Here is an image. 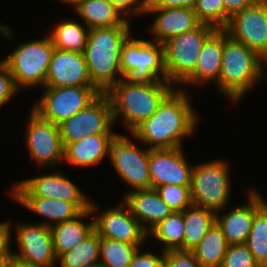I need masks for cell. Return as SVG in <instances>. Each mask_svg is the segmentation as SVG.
Segmentation results:
<instances>
[{
	"instance_id": "17",
	"label": "cell",
	"mask_w": 267,
	"mask_h": 267,
	"mask_svg": "<svg viewBox=\"0 0 267 267\" xmlns=\"http://www.w3.org/2000/svg\"><path fill=\"white\" fill-rule=\"evenodd\" d=\"M184 147L149 149L150 185L156 189L161 185L191 186L192 170L183 152Z\"/></svg>"
},
{
	"instance_id": "34",
	"label": "cell",
	"mask_w": 267,
	"mask_h": 267,
	"mask_svg": "<svg viewBox=\"0 0 267 267\" xmlns=\"http://www.w3.org/2000/svg\"><path fill=\"white\" fill-rule=\"evenodd\" d=\"M194 12L200 23L209 24L216 29H224L230 20L223 0H196Z\"/></svg>"
},
{
	"instance_id": "3",
	"label": "cell",
	"mask_w": 267,
	"mask_h": 267,
	"mask_svg": "<svg viewBox=\"0 0 267 267\" xmlns=\"http://www.w3.org/2000/svg\"><path fill=\"white\" fill-rule=\"evenodd\" d=\"M130 27H96L89 30L84 55L89 77L102 93L123 78L121 50L132 35Z\"/></svg>"
},
{
	"instance_id": "42",
	"label": "cell",
	"mask_w": 267,
	"mask_h": 267,
	"mask_svg": "<svg viewBox=\"0 0 267 267\" xmlns=\"http://www.w3.org/2000/svg\"><path fill=\"white\" fill-rule=\"evenodd\" d=\"M196 0H150L146 8H195Z\"/></svg>"
},
{
	"instance_id": "23",
	"label": "cell",
	"mask_w": 267,
	"mask_h": 267,
	"mask_svg": "<svg viewBox=\"0 0 267 267\" xmlns=\"http://www.w3.org/2000/svg\"><path fill=\"white\" fill-rule=\"evenodd\" d=\"M117 134H94L69 143L64 148V160L75 167H91L109 156L110 145Z\"/></svg>"
},
{
	"instance_id": "4",
	"label": "cell",
	"mask_w": 267,
	"mask_h": 267,
	"mask_svg": "<svg viewBox=\"0 0 267 267\" xmlns=\"http://www.w3.org/2000/svg\"><path fill=\"white\" fill-rule=\"evenodd\" d=\"M264 60L246 45L232 39L224 30L221 73L218 90L236 105L249 89L266 77Z\"/></svg>"
},
{
	"instance_id": "19",
	"label": "cell",
	"mask_w": 267,
	"mask_h": 267,
	"mask_svg": "<svg viewBox=\"0 0 267 267\" xmlns=\"http://www.w3.org/2000/svg\"><path fill=\"white\" fill-rule=\"evenodd\" d=\"M247 197L248 203L237 205L221 216L216 213V223L229 245L246 243L255 213L267 202L252 189Z\"/></svg>"
},
{
	"instance_id": "36",
	"label": "cell",
	"mask_w": 267,
	"mask_h": 267,
	"mask_svg": "<svg viewBox=\"0 0 267 267\" xmlns=\"http://www.w3.org/2000/svg\"><path fill=\"white\" fill-rule=\"evenodd\" d=\"M221 267H260L246 243L228 245Z\"/></svg>"
},
{
	"instance_id": "40",
	"label": "cell",
	"mask_w": 267,
	"mask_h": 267,
	"mask_svg": "<svg viewBox=\"0 0 267 267\" xmlns=\"http://www.w3.org/2000/svg\"><path fill=\"white\" fill-rule=\"evenodd\" d=\"M114 4L127 16L134 15L141 17L145 14L147 5L150 3V0H112ZM136 14V15H135Z\"/></svg>"
},
{
	"instance_id": "15",
	"label": "cell",
	"mask_w": 267,
	"mask_h": 267,
	"mask_svg": "<svg viewBox=\"0 0 267 267\" xmlns=\"http://www.w3.org/2000/svg\"><path fill=\"white\" fill-rule=\"evenodd\" d=\"M97 205L91 202V211L94 218V230L100 237L115 239L128 244L144 245L148 233L138 220L131 214L129 207L122 201L117 207L104 209L95 216Z\"/></svg>"
},
{
	"instance_id": "44",
	"label": "cell",
	"mask_w": 267,
	"mask_h": 267,
	"mask_svg": "<svg viewBox=\"0 0 267 267\" xmlns=\"http://www.w3.org/2000/svg\"><path fill=\"white\" fill-rule=\"evenodd\" d=\"M15 256L13 252L8 256L0 257V267H13Z\"/></svg>"
},
{
	"instance_id": "45",
	"label": "cell",
	"mask_w": 267,
	"mask_h": 267,
	"mask_svg": "<svg viewBox=\"0 0 267 267\" xmlns=\"http://www.w3.org/2000/svg\"><path fill=\"white\" fill-rule=\"evenodd\" d=\"M0 33L5 38H8V39H12L13 38V31L10 30V28H9V26L7 24L4 25L1 22H0Z\"/></svg>"
},
{
	"instance_id": "41",
	"label": "cell",
	"mask_w": 267,
	"mask_h": 267,
	"mask_svg": "<svg viewBox=\"0 0 267 267\" xmlns=\"http://www.w3.org/2000/svg\"><path fill=\"white\" fill-rule=\"evenodd\" d=\"M11 223L10 221H3L0 223V257L8 256L13 251L11 249Z\"/></svg>"
},
{
	"instance_id": "9",
	"label": "cell",
	"mask_w": 267,
	"mask_h": 267,
	"mask_svg": "<svg viewBox=\"0 0 267 267\" xmlns=\"http://www.w3.org/2000/svg\"><path fill=\"white\" fill-rule=\"evenodd\" d=\"M33 106L43 119L59 125L86 108L102 92L96 86L44 87Z\"/></svg>"
},
{
	"instance_id": "14",
	"label": "cell",
	"mask_w": 267,
	"mask_h": 267,
	"mask_svg": "<svg viewBox=\"0 0 267 267\" xmlns=\"http://www.w3.org/2000/svg\"><path fill=\"white\" fill-rule=\"evenodd\" d=\"M224 30L232 39L243 43L265 60L267 57V0H258L233 15Z\"/></svg>"
},
{
	"instance_id": "2",
	"label": "cell",
	"mask_w": 267,
	"mask_h": 267,
	"mask_svg": "<svg viewBox=\"0 0 267 267\" xmlns=\"http://www.w3.org/2000/svg\"><path fill=\"white\" fill-rule=\"evenodd\" d=\"M174 86L168 81L139 84L120 79L105 92L111 103L114 124L122 117L123 124L131 133L158 110L176 88Z\"/></svg>"
},
{
	"instance_id": "6",
	"label": "cell",
	"mask_w": 267,
	"mask_h": 267,
	"mask_svg": "<svg viewBox=\"0 0 267 267\" xmlns=\"http://www.w3.org/2000/svg\"><path fill=\"white\" fill-rule=\"evenodd\" d=\"M120 68L122 77L130 83L167 81L163 45L156 41L131 35L122 46Z\"/></svg>"
},
{
	"instance_id": "20",
	"label": "cell",
	"mask_w": 267,
	"mask_h": 267,
	"mask_svg": "<svg viewBox=\"0 0 267 267\" xmlns=\"http://www.w3.org/2000/svg\"><path fill=\"white\" fill-rule=\"evenodd\" d=\"M157 14L151 26L154 36L151 40L163 45L170 39L191 31L200 22L197 20L194 9L189 8H146L145 14Z\"/></svg>"
},
{
	"instance_id": "32",
	"label": "cell",
	"mask_w": 267,
	"mask_h": 267,
	"mask_svg": "<svg viewBox=\"0 0 267 267\" xmlns=\"http://www.w3.org/2000/svg\"><path fill=\"white\" fill-rule=\"evenodd\" d=\"M142 246L100 237L99 267H130L134 254Z\"/></svg>"
},
{
	"instance_id": "5",
	"label": "cell",
	"mask_w": 267,
	"mask_h": 267,
	"mask_svg": "<svg viewBox=\"0 0 267 267\" xmlns=\"http://www.w3.org/2000/svg\"><path fill=\"white\" fill-rule=\"evenodd\" d=\"M55 50L48 36L23 42L1 61L7 66L17 89L45 87L47 71Z\"/></svg>"
},
{
	"instance_id": "21",
	"label": "cell",
	"mask_w": 267,
	"mask_h": 267,
	"mask_svg": "<svg viewBox=\"0 0 267 267\" xmlns=\"http://www.w3.org/2000/svg\"><path fill=\"white\" fill-rule=\"evenodd\" d=\"M123 196V202L147 233L173 213L155 189L131 190Z\"/></svg>"
},
{
	"instance_id": "37",
	"label": "cell",
	"mask_w": 267,
	"mask_h": 267,
	"mask_svg": "<svg viewBox=\"0 0 267 267\" xmlns=\"http://www.w3.org/2000/svg\"><path fill=\"white\" fill-rule=\"evenodd\" d=\"M165 267H202L192 251L170 250L165 252Z\"/></svg>"
},
{
	"instance_id": "13",
	"label": "cell",
	"mask_w": 267,
	"mask_h": 267,
	"mask_svg": "<svg viewBox=\"0 0 267 267\" xmlns=\"http://www.w3.org/2000/svg\"><path fill=\"white\" fill-rule=\"evenodd\" d=\"M9 196H40L74 203L82 212L91 209L88 196L61 172L39 175L15 182Z\"/></svg>"
},
{
	"instance_id": "48",
	"label": "cell",
	"mask_w": 267,
	"mask_h": 267,
	"mask_svg": "<svg viewBox=\"0 0 267 267\" xmlns=\"http://www.w3.org/2000/svg\"><path fill=\"white\" fill-rule=\"evenodd\" d=\"M264 65H266L267 66V57H266V59L264 60Z\"/></svg>"
},
{
	"instance_id": "24",
	"label": "cell",
	"mask_w": 267,
	"mask_h": 267,
	"mask_svg": "<svg viewBox=\"0 0 267 267\" xmlns=\"http://www.w3.org/2000/svg\"><path fill=\"white\" fill-rule=\"evenodd\" d=\"M14 201L29 211L43 216V224L51 227L57 223L70 221L82 213L72 202L40 196H11Z\"/></svg>"
},
{
	"instance_id": "25",
	"label": "cell",
	"mask_w": 267,
	"mask_h": 267,
	"mask_svg": "<svg viewBox=\"0 0 267 267\" xmlns=\"http://www.w3.org/2000/svg\"><path fill=\"white\" fill-rule=\"evenodd\" d=\"M74 11L89 29L131 26L130 18L128 19L112 0H82Z\"/></svg>"
},
{
	"instance_id": "31",
	"label": "cell",
	"mask_w": 267,
	"mask_h": 267,
	"mask_svg": "<svg viewBox=\"0 0 267 267\" xmlns=\"http://www.w3.org/2000/svg\"><path fill=\"white\" fill-rule=\"evenodd\" d=\"M184 219L182 212H173L164 220L154 226L149 232L156 239L155 242H161L163 251L182 250L184 239Z\"/></svg>"
},
{
	"instance_id": "29",
	"label": "cell",
	"mask_w": 267,
	"mask_h": 267,
	"mask_svg": "<svg viewBox=\"0 0 267 267\" xmlns=\"http://www.w3.org/2000/svg\"><path fill=\"white\" fill-rule=\"evenodd\" d=\"M60 267H99L100 236L94 230L78 245L57 257Z\"/></svg>"
},
{
	"instance_id": "33",
	"label": "cell",
	"mask_w": 267,
	"mask_h": 267,
	"mask_svg": "<svg viewBox=\"0 0 267 267\" xmlns=\"http://www.w3.org/2000/svg\"><path fill=\"white\" fill-rule=\"evenodd\" d=\"M246 245L260 267H267V202L254 215Z\"/></svg>"
},
{
	"instance_id": "46",
	"label": "cell",
	"mask_w": 267,
	"mask_h": 267,
	"mask_svg": "<svg viewBox=\"0 0 267 267\" xmlns=\"http://www.w3.org/2000/svg\"><path fill=\"white\" fill-rule=\"evenodd\" d=\"M13 267H40V266L28 264L15 258L13 262Z\"/></svg>"
},
{
	"instance_id": "22",
	"label": "cell",
	"mask_w": 267,
	"mask_h": 267,
	"mask_svg": "<svg viewBox=\"0 0 267 267\" xmlns=\"http://www.w3.org/2000/svg\"><path fill=\"white\" fill-rule=\"evenodd\" d=\"M224 47V29H216L204 42L194 71L181 83L186 86L219 81Z\"/></svg>"
},
{
	"instance_id": "1",
	"label": "cell",
	"mask_w": 267,
	"mask_h": 267,
	"mask_svg": "<svg viewBox=\"0 0 267 267\" xmlns=\"http://www.w3.org/2000/svg\"><path fill=\"white\" fill-rule=\"evenodd\" d=\"M185 91L175 88L163 100L158 110L130 135L149 146L148 149L183 147L182 141L195 132L198 122V115Z\"/></svg>"
},
{
	"instance_id": "47",
	"label": "cell",
	"mask_w": 267,
	"mask_h": 267,
	"mask_svg": "<svg viewBox=\"0 0 267 267\" xmlns=\"http://www.w3.org/2000/svg\"><path fill=\"white\" fill-rule=\"evenodd\" d=\"M60 3H64L66 5H72L75 8L82 0H58Z\"/></svg>"
},
{
	"instance_id": "39",
	"label": "cell",
	"mask_w": 267,
	"mask_h": 267,
	"mask_svg": "<svg viewBox=\"0 0 267 267\" xmlns=\"http://www.w3.org/2000/svg\"><path fill=\"white\" fill-rule=\"evenodd\" d=\"M130 267H165V252L162 250L160 256L152 252L141 254L139 248L132 258Z\"/></svg>"
},
{
	"instance_id": "38",
	"label": "cell",
	"mask_w": 267,
	"mask_h": 267,
	"mask_svg": "<svg viewBox=\"0 0 267 267\" xmlns=\"http://www.w3.org/2000/svg\"><path fill=\"white\" fill-rule=\"evenodd\" d=\"M18 91L7 66L0 60V108L5 106Z\"/></svg>"
},
{
	"instance_id": "27",
	"label": "cell",
	"mask_w": 267,
	"mask_h": 267,
	"mask_svg": "<svg viewBox=\"0 0 267 267\" xmlns=\"http://www.w3.org/2000/svg\"><path fill=\"white\" fill-rule=\"evenodd\" d=\"M182 214L185 228L183 251H192L216 223V213L191 204Z\"/></svg>"
},
{
	"instance_id": "12",
	"label": "cell",
	"mask_w": 267,
	"mask_h": 267,
	"mask_svg": "<svg viewBox=\"0 0 267 267\" xmlns=\"http://www.w3.org/2000/svg\"><path fill=\"white\" fill-rule=\"evenodd\" d=\"M27 120L25 139L30 157L40 167H55L64 162V146L59 125L43 119L33 109Z\"/></svg>"
},
{
	"instance_id": "43",
	"label": "cell",
	"mask_w": 267,
	"mask_h": 267,
	"mask_svg": "<svg viewBox=\"0 0 267 267\" xmlns=\"http://www.w3.org/2000/svg\"><path fill=\"white\" fill-rule=\"evenodd\" d=\"M225 4V12L231 18L238 12H241L248 6L253 5L258 0H223Z\"/></svg>"
},
{
	"instance_id": "16",
	"label": "cell",
	"mask_w": 267,
	"mask_h": 267,
	"mask_svg": "<svg viewBox=\"0 0 267 267\" xmlns=\"http://www.w3.org/2000/svg\"><path fill=\"white\" fill-rule=\"evenodd\" d=\"M16 238L19 253L13 252L16 259L40 267H56L52 231L41 223H17Z\"/></svg>"
},
{
	"instance_id": "10",
	"label": "cell",
	"mask_w": 267,
	"mask_h": 267,
	"mask_svg": "<svg viewBox=\"0 0 267 267\" xmlns=\"http://www.w3.org/2000/svg\"><path fill=\"white\" fill-rule=\"evenodd\" d=\"M130 137L117 134L110 145L109 159L120 179L134 190L151 189L149 149L142 150Z\"/></svg>"
},
{
	"instance_id": "8",
	"label": "cell",
	"mask_w": 267,
	"mask_h": 267,
	"mask_svg": "<svg viewBox=\"0 0 267 267\" xmlns=\"http://www.w3.org/2000/svg\"><path fill=\"white\" fill-rule=\"evenodd\" d=\"M215 30L214 26L200 23L193 30L180 34L163 44L168 82L179 87L194 71L204 42Z\"/></svg>"
},
{
	"instance_id": "28",
	"label": "cell",
	"mask_w": 267,
	"mask_h": 267,
	"mask_svg": "<svg viewBox=\"0 0 267 267\" xmlns=\"http://www.w3.org/2000/svg\"><path fill=\"white\" fill-rule=\"evenodd\" d=\"M89 30L73 19H66L53 26L49 37L56 49L84 53Z\"/></svg>"
},
{
	"instance_id": "11",
	"label": "cell",
	"mask_w": 267,
	"mask_h": 267,
	"mask_svg": "<svg viewBox=\"0 0 267 267\" xmlns=\"http://www.w3.org/2000/svg\"><path fill=\"white\" fill-rule=\"evenodd\" d=\"M112 107L108 96L101 93L86 108L59 124L64 148L85 136L94 134H117L112 131Z\"/></svg>"
},
{
	"instance_id": "30",
	"label": "cell",
	"mask_w": 267,
	"mask_h": 267,
	"mask_svg": "<svg viewBox=\"0 0 267 267\" xmlns=\"http://www.w3.org/2000/svg\"><path fill=\"white\" fill-rule=\"evenodd\" d=\"M228 245L222 229L215 223L192 252L202 267H221Z\"/></svg>"
},
{
	"instance_id": "35",
	"label": "cell",
	"mask_w": 267,
	"mask_h": 267,
	"mask_svg": "<svg viewBox=\"0 0 267 267\" xmlns=\"http://www.w3.org/2000/svg\"><path fill=\"white\" fill-rule=\"evenodd\" d=\"M190 188L191 186L169 184L161 185L155 190L173 212H182L192 204Z\"/></svg>"
},
{
	"instance_id": "26",
	"label": "cell",
	"mask_w": 267,
	"mask_h": 267,
	"mask_svg": "<svg viewBox=\"0 0 267 267\" xmlns=\"http://www.w3.org/2000/svg\"><path fill=\"white\" fill-rule=\"evenodd\" d=\"M91 221L84 223V218L90 217ZM53 245L56 256L71 250L94 231V218L91 209L83 211L76 218L57 223L51 227Z\"/></svg>"
},
{
	"instance_id": "18",
	"label": "cell",
	"mask_w": 267,
	"mask_h": 267,
	"mask_svg": "<svg viewBox=\"0 0 267 267\" xmlns=\"http://www.w3.org/2000/svg\"><path fill=\"white\" fill-rule=\"evenodd\" d=\"M95 86L88 74L84 53L54 50L45 87Z\"/></svg>"
},
{
	"instance_id": "7",
	"label": "cell",
	"mask_w": 267,
	"mask_h": 267,
	"mask_svg": "<svg viewBox=\"0 0 267 267\" xmlns=\"http://www.w3.org/2000/svg\"><path fill=\"white\" fill-rule=\"evenodd\" d=\"M229 167L223 159L194 165L190 188L192 204L214 213L223 211L231 195Z\"/></svg>"
}]
</instances>
